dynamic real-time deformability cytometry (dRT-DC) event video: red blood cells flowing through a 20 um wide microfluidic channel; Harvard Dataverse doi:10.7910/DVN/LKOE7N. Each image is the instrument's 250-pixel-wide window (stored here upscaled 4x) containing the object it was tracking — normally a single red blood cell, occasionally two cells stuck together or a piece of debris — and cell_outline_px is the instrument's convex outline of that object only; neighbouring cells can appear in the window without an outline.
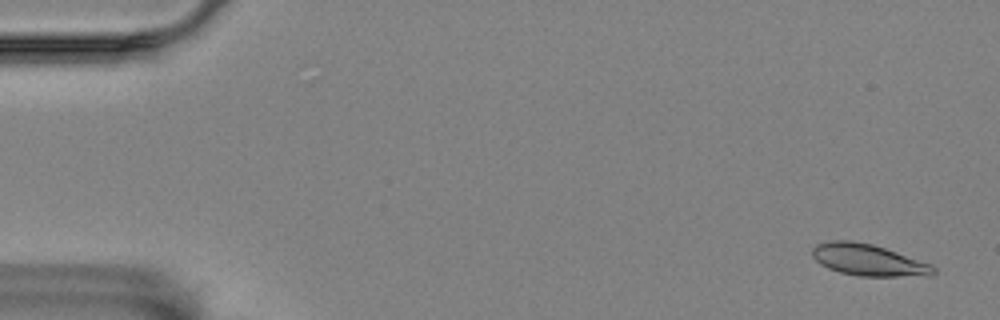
{"species": "Egyptian fruit bat (a non-hibernating species)", "species_latin": "Rousettus aegyptiacus", "temperature_condition": "room temperature", "stored_images_in_passage": 5, "camera_frame_rate_fps": 3000, "um_per_image_px": 0.085, "animal": {"sex": "female"}, "frame": {"image": 1, "passage_image": 1, "time_ms": 0.0, "image_size_px": [1000, 320], "cell_outline_px": [[936, 272], [932, 276], [856, 276], [840, 272], [828, 268], [820, 264], [812, 256], [812, 248], [816, 244], [832, 240], [852, 240], [872, 244], [932, 264], [936, 268]], "centroid_in_image_um": [73.81, 22.1], "position_along_channel_um": 11.2, "area_um2": 22.43}}
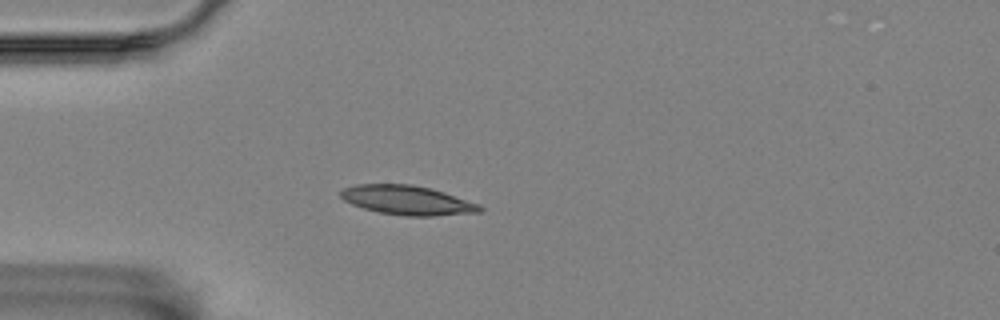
{"frame": {"image": 2, "passage_image": 5, "time_ms": 1.333, "image_size_px": [1000, 320], "cell_outline_px": [[484, 208], [480, 212], [436, 216], [404, 216], [380, 212], [364, 208], [352, 204], [344, 200], [340, 196], [340, 192], [344, 188], [356, 184], [412, 184], [432, 188], [480, 204]], "centroid_in_image_um": [34.65, 17.01], "position_along_channel_um": 50.4, "area_um2": 23.81}}